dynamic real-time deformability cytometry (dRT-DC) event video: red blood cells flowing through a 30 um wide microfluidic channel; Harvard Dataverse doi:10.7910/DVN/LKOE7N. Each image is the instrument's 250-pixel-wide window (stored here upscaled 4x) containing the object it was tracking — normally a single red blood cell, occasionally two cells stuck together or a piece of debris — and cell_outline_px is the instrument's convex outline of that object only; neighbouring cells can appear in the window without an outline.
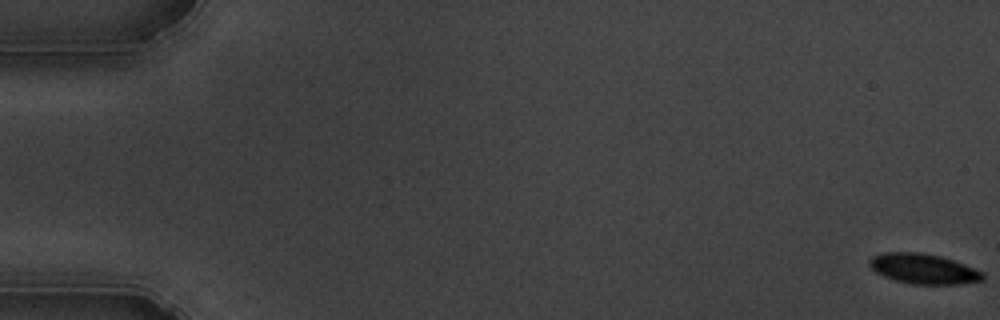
{"species": "common noctule bat (a hibernating species)", "species_latin": "Nyctalus noctula", "temperature_condition": "cold", "stored_images_in_passage": 3, "camera_frame_rate_fps": 3000, "um_per_image_px": 0.085, "animal": {"sex": "male", "body_mass_g": 19.5, "forearm_length_mm": 54.6}, "frame": {"image": 1, "passage_image": 1, "time_ms": 0.0, "image_size_px": [1000, 320], "cell_outline_px": [[984, 280], [960, 284], [912, 284], [896, 280], [884, 276], [876, 272], [868, 264], [868, 260], [872, 256], [884, 252], [924, 252], [940, 256], [964, 264], [984, 272]], "centroid_in_image_um": [78.49, 22.84], "position_along_channel_um": 6.5, "area_um2": 19.94}}